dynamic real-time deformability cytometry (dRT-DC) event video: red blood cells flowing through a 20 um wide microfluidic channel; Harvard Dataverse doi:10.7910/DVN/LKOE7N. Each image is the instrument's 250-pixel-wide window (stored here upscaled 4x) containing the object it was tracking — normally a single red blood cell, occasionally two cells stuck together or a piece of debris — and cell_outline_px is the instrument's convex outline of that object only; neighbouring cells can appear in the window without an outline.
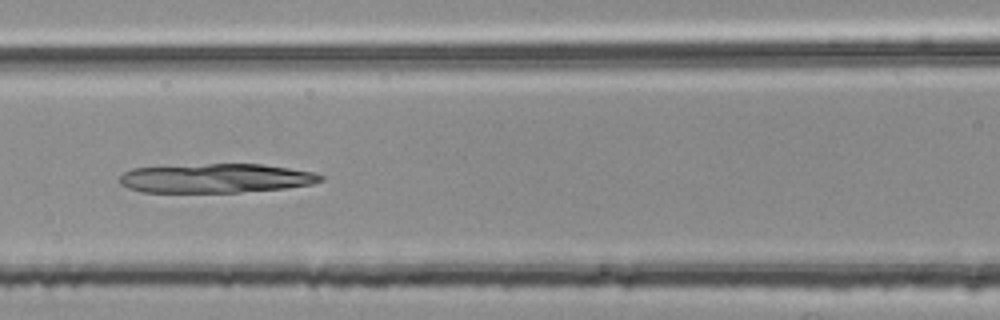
{"species": "common noctule bat (a hibernating species)", "species_latin": "Nyctalus noctula", "temperature_condition": "room temperature", "stored_images_in_passage": 51, "camera_frame_rate_fps": 3000, "um_per_image_px": 0.085, "animal": {"sex": "female", "body_mass_g": 25.1}, "frame": {"image": 1, "passage_image": 22, "time_ms": 7.0, "image_size_px": [1000, 320], "cell_outline_px": [[324, 180], [312, 184], [284, 188], [240, 192], [144, 192], [128, 188], [120, 184], [120, 176], [124, 172], [132, 168], [208, 164], [260, 164], [316, 172], [324, 176]], "centroid_in_image_um": [18.37, 15.15], "position_along_channel_um": 148.2, "area_um2": 34.04}}
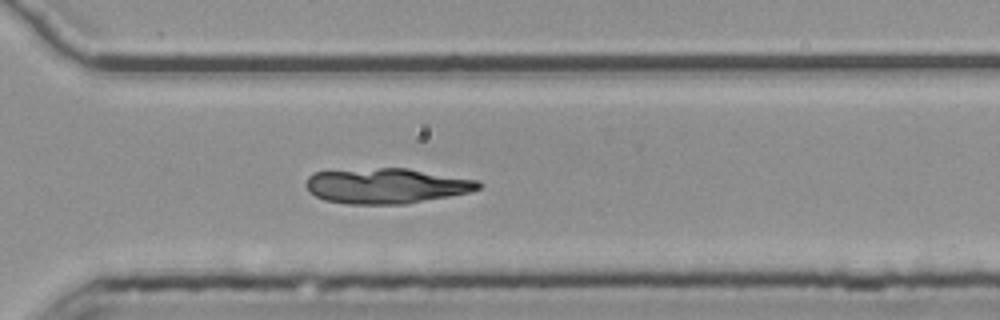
{"frame": {"image": 2, "passage_image": 37, "time_ms": 12.0, "image_size_px": [1000, 320], "cell_outline_px": [[480, 188], [468, 192], [448, 196], [404, 204], [348, 204], [324, 200], [308, 192], [304, 184], [308, 176], [312, 172], [380, 168], [408, 168], [480, 180]], "centroid_in_image_um": [32.8, 15.79], "position_along_channel_um": 337.8, "area_um2": 35.49}}
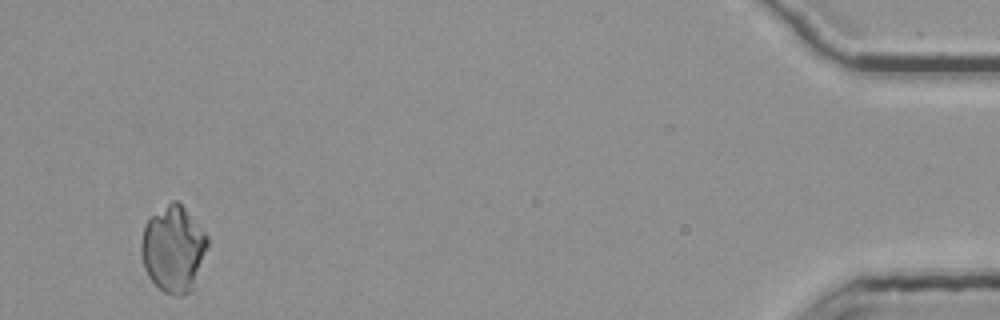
{"frame": {"image": 3, "passage_image": 50, "time_ms": 16.333, "image_size_px": [1000, 320], "cell_outline_px": [[208, 244], [192, 292], [180, 296], [176, 296], [164, 292], [148, 276], [144, 268], [140, 252], [140, 244], [144, 224], [152, 216], [172, 200], [176, 200], [184, 208], [208, 236]], "centroid_in_image_um": [14.72, 21.19], "position_along_channel_um": 420.5, "area_um2": 33.12}}